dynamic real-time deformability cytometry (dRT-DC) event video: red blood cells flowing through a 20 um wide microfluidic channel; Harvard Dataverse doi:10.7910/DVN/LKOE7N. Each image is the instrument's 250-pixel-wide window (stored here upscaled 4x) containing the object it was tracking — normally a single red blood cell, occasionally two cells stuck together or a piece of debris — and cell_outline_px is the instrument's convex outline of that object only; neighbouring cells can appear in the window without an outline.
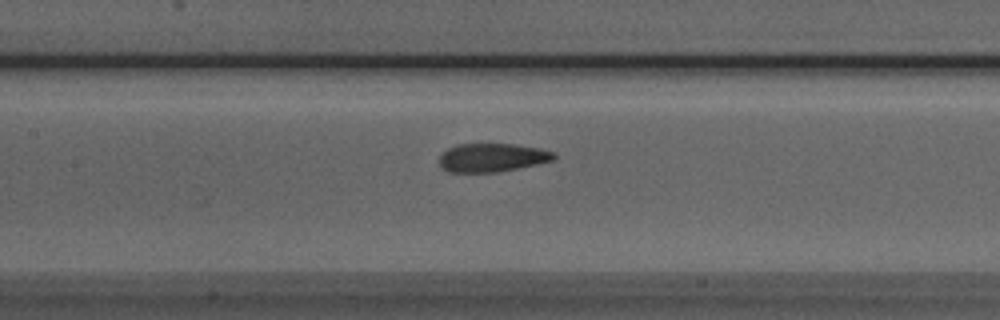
{"species": "Egyptian fruit bat (a non-hibernating species)", "species_latin": "Rousettus aegyptiacus", "temperature_condition": "room temperature", "stored_images_in_passage": 37, "camera_frame_rate_fps": 3000, "um_per_image_px": 0.085, "animal": {"sex": "male"}, "frame": {"image": 1, "passage_image": 12, "time_ms": 3.667, "image_size_px": [1000, 320], "cell_outline_px": [[556, 160], [496, 172], [448, 172], [440, 164], [440, 156], [448, 148], [456, 144], [512, 144], [540, 148], [556, 152]], "centroid_in_image_um": [41.86, 13.39], "position_along_channel_um": 165.5, "area_um2": 18.96}}
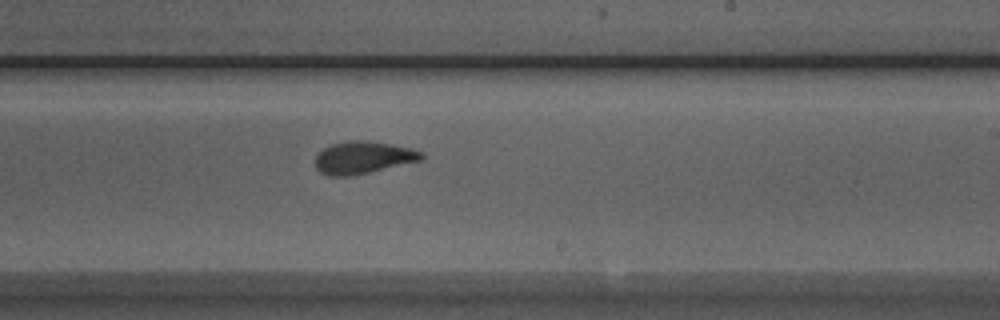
{"frame": {"image": 2, "passage_image": 19, "time_ms": 6.0, "image_size_px": [1000, 320], "cell_outline_px": [[424, 156], [420, 160], [352, 176], [328, 176], [320, 172], [316, 168], [316, 156], [324, 148], [332, 144], [348, 140], [368, 140], [392, 144], [412, 148], [424, 152]], "centroid_in_image_um": [30.86, 13.38], "position_along_channel_um": 258.1, "area_um2": 20.0}}
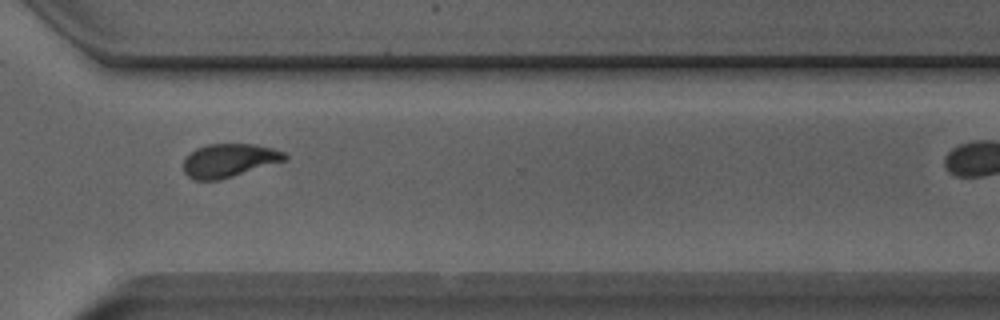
{"frame": {"image": 3, "passage_image": 26, "time_ms": 8.333, "image_size_px": [1000, 320], "cell_outline_px": [[288, 160], [220, 180], [196, 180], [188, 176], [184, 172], [184, 156], [196, 148], [208, 144], [256, 144], [272, 148], [284, 152], [288, 156]], "centroid_in_image_um": [19.48, 13.63], "position_along_channel_um": 351.1, "area_um2": 19.94}, "authors_computed_cell_mechanics": {"area_um2": 19.8254, "velocity_mm_per_s": 3.9862, "shape_relaxation_time_tau1_ms": 5.3921, "shape_relaxation_time_tau2_ms": 1.2887, "deformation_change_tau1": 0.172, "deformation_change_tau2": 0.0711}}